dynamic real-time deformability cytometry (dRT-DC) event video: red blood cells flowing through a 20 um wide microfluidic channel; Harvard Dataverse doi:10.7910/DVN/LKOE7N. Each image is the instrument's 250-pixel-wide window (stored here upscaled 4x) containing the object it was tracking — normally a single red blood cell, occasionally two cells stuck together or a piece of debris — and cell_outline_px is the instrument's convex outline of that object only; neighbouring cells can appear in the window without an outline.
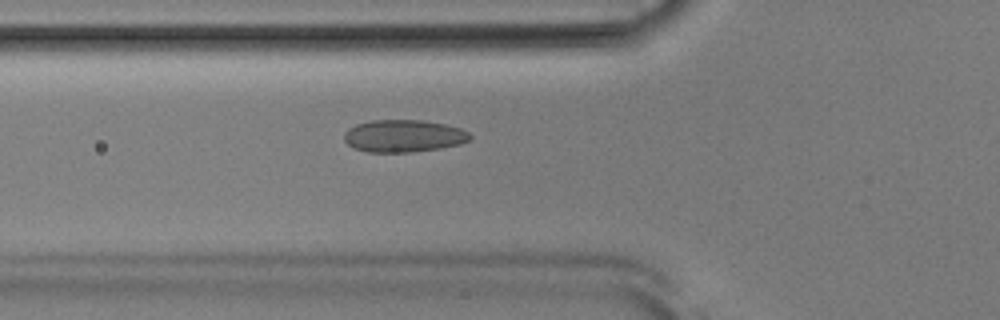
{"species": "Egyptian fruit bat (a non-hibernating species)", "species_latin": "Rousettus aegyptiacus", "temperature_condition": "room temperature", "stored_images_in_passage": 35, "camera_frame_rate_fps": 3000, "um_per_image_px": 0.085, "animal": {"sex": "male"}, "frame": {"image": 1, "passage_image": 5, "time_ms": 1.333, "image_size_px": [1000, 320], "cell_outline_px": [[472, 136], [468, 140], [460, 144], [440, 148], [412, 152], [368, 152], [352, 148], [344, 140], [344, 132], [348, 128], [356, 124], [372, 120], [420, 120], [444, 124], [460, 128], [468, 132]], "centroid_in_image_um": [34.27, 11.56], "position_along_channel_um": 91.5, "area_um2": 23.76}}
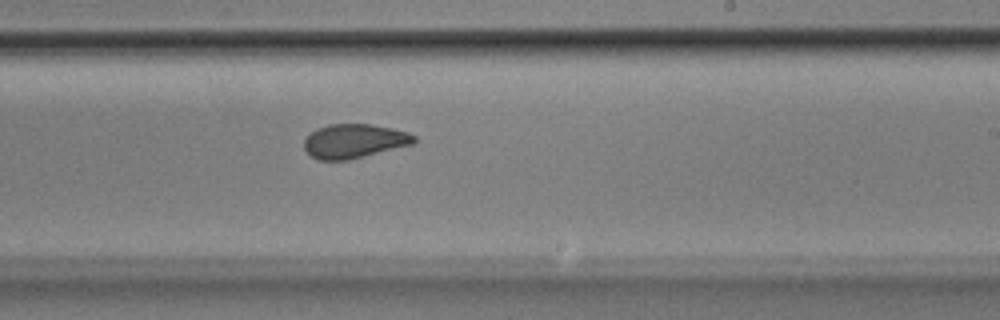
{"frame": {"image": 2, "passage_image": 18, "time_ms": 5.667, "image_size_px": [1000, 320], "cell_outline_px": [[416, 140], [412, 144], [348, 160], [320, 160], [312, 156], [304, 148], [304, 140], [316, 128], [328, 124], [372, 124], [392, 128], [408, 132], [416, 136]], "centroid_in_image_um": [30.11, 11.98], "position_along_channel_um": 258.9, "area_um2": 21.73}}
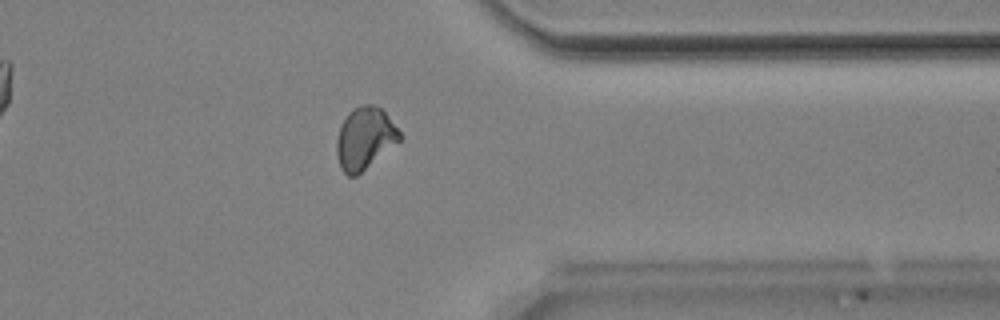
{"frame": {"image": 3, "passage_image": 28, "time_ms": 9.0, "image_size_px": [1000, 320], "cell_outline_px": [[404, 136], [400, 140], [356, 176], [348, 176], [340, 168], [336, 152], [336, 140], [340, 128], [348, 112], [360, 104], [372, 104], [380, 108], [384, 112]], "centroid_in_image_um": [30.99, 11.75], "position_along_channel_um": 380.4, "area_um2": 22.54}}